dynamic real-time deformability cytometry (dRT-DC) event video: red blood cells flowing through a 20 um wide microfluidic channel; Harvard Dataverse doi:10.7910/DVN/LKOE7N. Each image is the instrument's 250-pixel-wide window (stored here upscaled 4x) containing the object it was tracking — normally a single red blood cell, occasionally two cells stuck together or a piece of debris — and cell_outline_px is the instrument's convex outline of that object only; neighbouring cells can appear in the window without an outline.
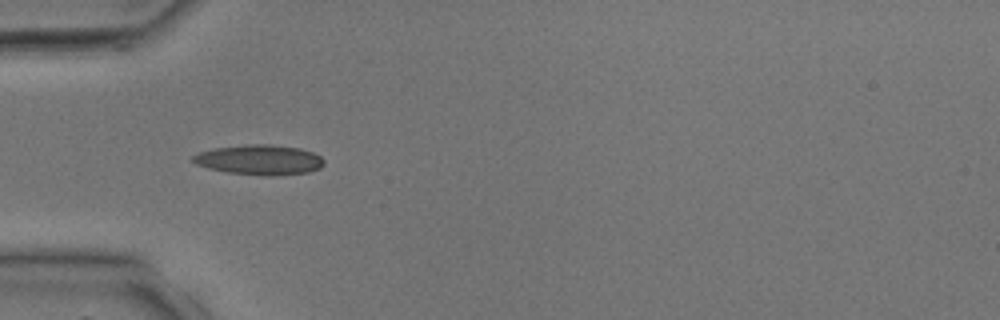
{"species": "common noctule bat (a hibernating species)", "species_latin": "Nyctalus noctula", "temperature_condition": "room temperature", "stored_images_in_passage": 1, "camera_frame_rate_fps": 3000, "um_per_image_px": 0.085, "animal": {"sex": "male", "body_mass_g": 17.9, "forearm_length_mm": 54.2}, "frame": {"image": 1, "passage_image": 1, "time_ms": 0.0, "image_size_px": [1000, 320], "cell_outline_px": [[324, 164], [320, 168], [308, 172], [268, 176], [264, 176], [228, 172], [208, 168], [196, 164], [192, 160], [192, 156], [200, 152], [212, 148], [244, 144], [268, 144], [300, 148], [312, 152], [320, 156], [324, 160]], "centroid_in_image_um": [22.04, 13.57], "position_along_channel_um": 63.0, "area_um2": 22.95}}